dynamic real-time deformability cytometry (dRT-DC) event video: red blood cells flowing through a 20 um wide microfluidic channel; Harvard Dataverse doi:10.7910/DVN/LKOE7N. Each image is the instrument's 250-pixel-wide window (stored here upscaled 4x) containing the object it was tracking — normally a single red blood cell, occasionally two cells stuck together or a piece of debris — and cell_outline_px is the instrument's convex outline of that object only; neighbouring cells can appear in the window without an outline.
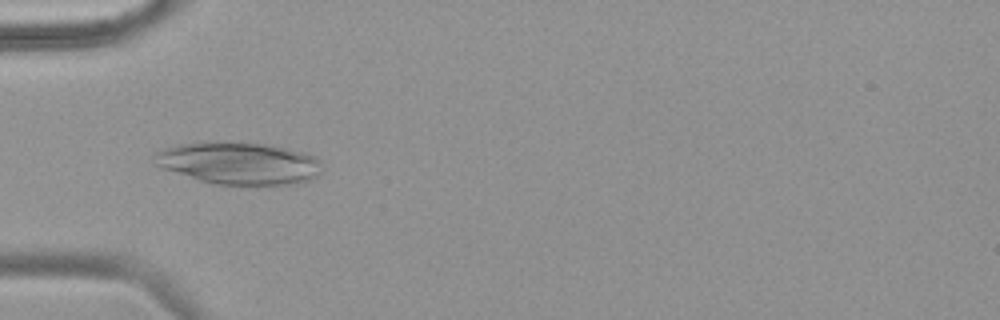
{"species": "common noctule bat (a hibernating species)", "species_latin": "Nyctalus noctula", "temperature_condition": "warm", "stored_images_in_passage": 8, "camera_frame_rate_fps": 3000, "um_per_image_px": 0.085, "animal": {"sex": "female", "body_mass_g": 18.4}, "frame": {"image": 1, "passage_image": 2, "time_ms": 0.333, "image_size_px": [1000, 320], "cell_outline_px": [[320, 172], [316, 176], [300, 184], [216, 184], [200, 180], [152, 164], [152, 156], [156, 152], [164, 148], [176, 144], [216, 140], [264, 144], [304, 152], [316, 156]], "centroid_in_image_um": [20.24, 13.84], "position_along_channel_um": 64.8, "area_um2": 41.27}}
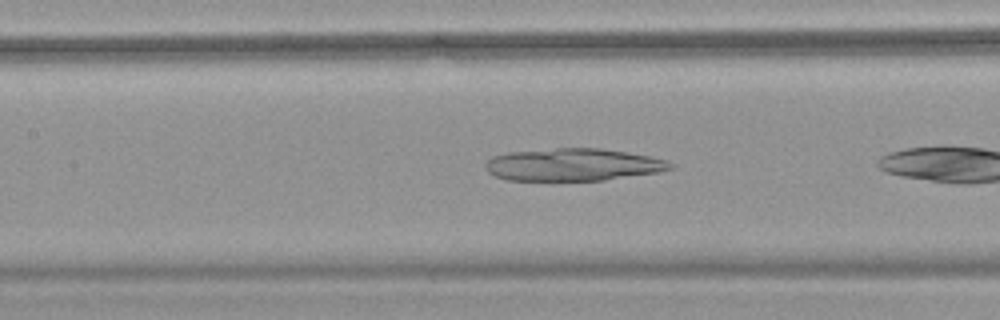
{"frame": {"image": 2, "passage_image": 7, "time_ms": 2.0, "image_size_px": [1000, 320], "cell_outline_px": [[672, 168], [660, 172], [604, 180], [508, 180], [496, 176], [488, 172], [484, 168], [484, 164], [492, 156], [508, 152], [556, 148], [600, 148], [628, 152], [648, 156], [664, 160], [672, 164]], "centroid_in_image_um": [48.67, 13.99], "position_along_channel_um": 158.7, "area_um2": 34.85}}